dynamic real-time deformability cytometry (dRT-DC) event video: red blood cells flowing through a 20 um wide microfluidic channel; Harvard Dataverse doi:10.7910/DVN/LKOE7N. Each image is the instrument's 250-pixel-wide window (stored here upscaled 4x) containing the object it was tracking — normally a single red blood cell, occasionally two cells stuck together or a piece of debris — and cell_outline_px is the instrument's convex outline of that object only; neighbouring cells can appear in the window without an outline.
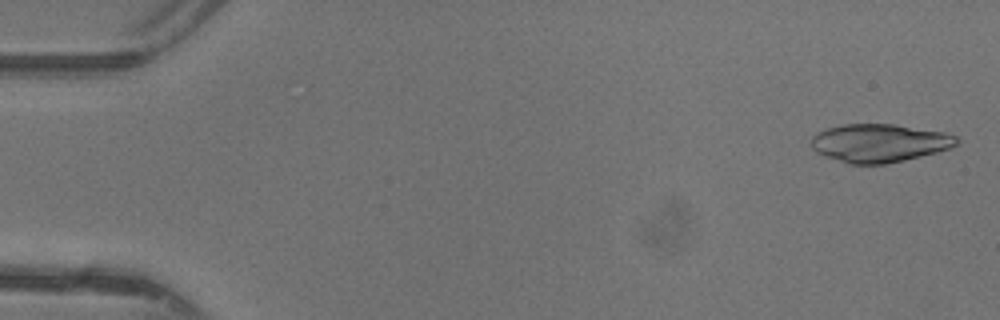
{"species": "common noctule bat (a hibernating species)", "species_latin": "Nyctalus noctula", "temperature_condition": "warm", "stored_images_in_passage": 47, "camera_frame_rate_fps": 3000, "um_per_image_px": 0.085, "animal": {"sex": "female"}, "frame": {"image": 1, "passage_image": 2, "time_ms": 0.333, "image_size_px": [1000, 320], "cell_outline_px": [[956, 144], [952, 148], [904, 160], [884, 164], [848, 164], [816, 152], [808, 144], [812, 136], [828, 128], [840, 124], [892, 124], [944, 132], [956, 136]], "centroid_in_image_um": [74.7, 12.16], "position_along_channel_um": 10.3, "area_um2": 32.25}}